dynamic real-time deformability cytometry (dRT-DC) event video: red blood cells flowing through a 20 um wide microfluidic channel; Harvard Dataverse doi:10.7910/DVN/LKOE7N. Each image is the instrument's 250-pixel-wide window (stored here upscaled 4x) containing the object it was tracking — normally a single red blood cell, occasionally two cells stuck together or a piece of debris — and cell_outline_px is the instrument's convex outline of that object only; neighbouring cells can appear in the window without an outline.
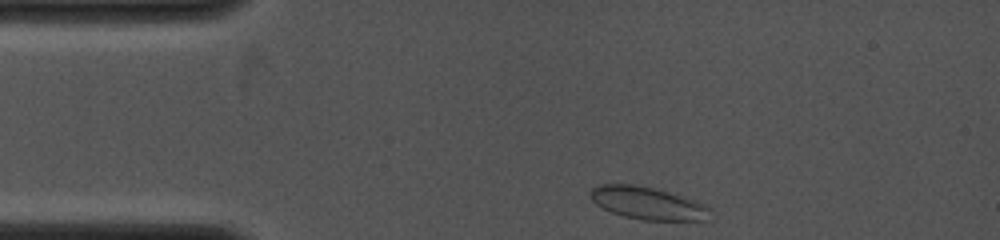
{"species": "common noctule bat (a hibernating species)", "species_latin": "Nyctalus noctula", "temperature_condition": "cold", "stored_images_in_passage": 10, "camera_frame_rate_fps": 4000, "um_per_image_px": 0.085, "animal": {"sex": "female", "body_mass_g": 19.0, "forearm_length_mm": 53.3}, "frame": {"image": 1, "passage_image": 1, "time_ms": 0.0, "image_size_px": [1000, 240], "cell_outline_px": [[708, 208], [704, 220], [640, 220], [624, 216], [612, 212], [596, 204], [588, 196], [588, 192], [592, 188], [600, 184], [632, 184], [652, 188], [668, 192], [696, 200], [704, 204]], "centroid_in_image_um": [54.96, 17.26], "position_along_channel_um": 30.0, "area_um2": 22.37}}
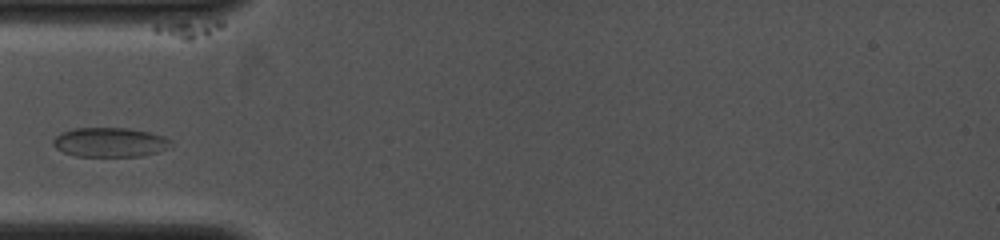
{"frame": {"image": 2, "passage_image": 7, "time_ms": 2.0, "image_size_px": [1000, 240], "cell_outline_px": [[172, 148], [140, 156], [76, 156], [64, 152], [56, 148], [52, 144], [52, 140], [60, 132], [72, 128], [128, 128], [148, 132], [164, 136], [172, 140]], "centroid_in_image_um": [9.35, 12.09], "position_along_channel_um": 75.6, "area_um2": 20.35}}